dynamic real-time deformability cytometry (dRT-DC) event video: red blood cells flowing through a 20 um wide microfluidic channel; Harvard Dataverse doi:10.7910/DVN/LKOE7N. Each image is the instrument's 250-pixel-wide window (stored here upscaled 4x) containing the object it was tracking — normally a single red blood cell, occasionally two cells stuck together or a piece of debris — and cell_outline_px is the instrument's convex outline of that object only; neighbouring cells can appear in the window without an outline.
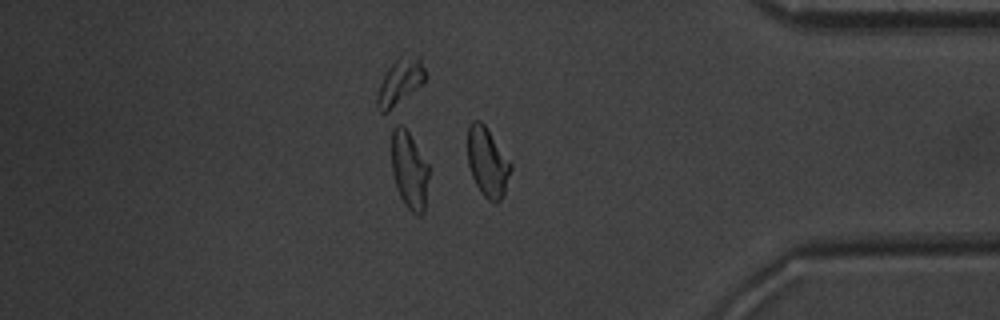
{"species": "common noctule bat (a hibernating species)", "species_latin": "Nyctalus noctula", "temperature_condition": "warm", "stored_images_in_passage": 51, "camera_frame_rate_fps": 3000, "um_per_image_px": 0.085, "animal": {"sex": "male", "body_mass_g": 20.1, "forearm_length_mm": 53.5}, "frame": {"image": 1, "passage_image": 44, "time_ms": 14.333, "image_size_px": [1000, 320], "cell_outline_px": [[512, 168], [504, 192], [500, 200], [488, 200], [480, 192], [472, 176], [468, 164], [468, 128], [472, 120], [480, 120], [484, 124], [512, 164]], "centroid_in_image_um": [41.42, 13.76], "position_along_channel_um": 393.8, "area_um2": 17.11}, "authors_computed_cell_mechanics": {"area_um2": 18.0336, "velocity_mm_per_s": 4.0395, "shape_relaxation_time_tau1_ms": 4.0524, "shape_relaxation_time_tau2_ms": 1.7569, "deformation_change_tau1": 0.1183, "deformation_change_tau2": 0.0773}}